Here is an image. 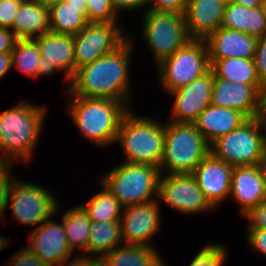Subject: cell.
I'll return each instance as SVG.
<instances>
[{
	"label": "cell",
	"instance_id": "83f0119b",
	"mask_svg": "<svg viewBox=\"0 0 266 266\" xmlns=\"http://www.w3.org/2000/svg\"><path fill=\"white\" fill-rule=\"evenodd\" d=\"M121 222L91 221L87 245L88 255L103 258L106 254L121 246Z\"/></svg>",
	"mask_w": 266,
	"mask_h": 266
},
{
	"label": "cell",
	"instance_id": "9c48e42d",
	"mask_svg": "<svg viewBox=\"0 0 266 266\" xmlns=\"http://www.w3.org/2000/svg\"><path fill=\"white\" fill-rule=\"evenodd\" d=\"M143 18L142 36L156 65L190 40L183 13L146 9Z\"/></svg>",
	"mask_w": 266,
	"mask_h": 266
},
{
	"label": "cell",
	"instance_id": "e0dca14e",
	"mask_svg": "<svg viewBox=\"0 0 266 266\" xmlns=\"http://www.w3.org/2000/svg\"><path fill=\"white\" fill-rule=\"evenodd\" d=\"M233 168L210 152L191 173L214 209L229 198Z\"/></svg>",
	"mask_w": 266,
	"mask_h": 266
},
{
	"label": "cell",
	"instance_id": "d590c367",
	"mask_svg": "<svg viewBox=\"0 0 266 266\" xmlns=\"http://www.w3.org/2000/svg\"><path fill=\"white\" fill-rule=\"evenodd\" d=\"M9 266H47L30 248L23 247L12 256Z\"/></svg>",
	"mask_w": 266,
	"mask_h": 266
},
{
	"label": "cell",
	"instance_id": "2e32d148",
	"mask_svg": "<svg viewBox=\"0 0 266 266\" xmlns=\"http://www.w3.org/2000/svg\"><path fill=\"white\" fill-rule=\"evenodd\" d=\"M30 248L47 266H59L71 258L63 222L56 223L50 217L29 234Z\"/></svg>",
	"mask_w": 266,
	"mask_h": 266
},
{
	"label": "cell",
	"instance_id": "e575fe53",
	"mask_svg": "<svg viewBox=\"0 0 266 266\" xmlns=\"http://www.w3.org/2000/svg\"><path fill=\"white\" fill-rule=\"evenodd\" d=\"M243 217H245L247 221H249L247 230L266 229V199L256 207L252 208Z\"/></svg>",
	"mask_w": 266,
	"mask_h": 266
},
{
	"label": "cell",
	"instance_id": "cb8c5ba5",
	"mask_svg": "<svg viewBox=\"0 0 266 266\" xmlns=\"http://www.w3.org/2000/svg\"><path fill=\"white\" fill-rule=\"evenodd\" d=\"M221 27L260 38L266 36V17L261 7H246L227 1Z\"/></svg>",
	"mask_w": 266,
	"mask_h": 266
},
{
	"label": "cell",
	"instance_id": "f546056e",
	"mask_svg": "<svg viewBox=\"0 0 266 266\" xmlns=\"http://www.w3.org/2000/svg\"><path fill=\"white\" fill-rule=\"evenodd\" d=\"M102 189L94 195L83 208L87 211L91 221L116 222L120 221L123 206L118 199L102 183Z\"/></svg>",
	"mask_w": 266,
	"mask_h": 266
},
{
	"label": "cell",
	"instance_id": "d6a6232c",
	"mask_svg": "<svg viewBox=\"0 0 266 266\" xmlns=\"http://www.w3.org/2000/svg\"><path fill=\"white\" fill-rule=\"evenodd\" d=\"M226 249L223 245L208 244L194 257L189 266H223Z\"/></svg>",
	"mask_w": 266,
	"mask_h": 266
},
{
	"label": "cell",
	"instance_id": "60d3db41",
	"mask_svg": "<svg viewBox=\"0 0 266 266\" xmlns=\"http://www.w3.org/2000/svg\"><path fill=\"white\" fill-rule=\"evenodd\" d=\"M254 119L266 128V83L262 84L258 89L257 108Z\"/></svg>",
	"mask_w": 266,
	"mask_h": 266
},
{
	"label": "cell",
	"instance_id": "277c9868",
	"mask_svg": "<svg viewBox=\"0 0 266 266\" xmlns=\"http://www.w3.org/2000/svg\"><path fill=\"white\" fill-rule=\"evenodd\" d=\"M116 142L123 149L124 162L159 167L164 151L165 123L139 117L129 110L120 123Z\"/></svg>",
	"mask_w": 266,
	"mask_h": 266
},
{
	"label": "cell",
	"instance_id": "681fc988",
	"mask_svg": "<svg viewBox=\"0 0 266 266\" xmlns=\"http://www.w3.org/2000/svg\"><path fill=\"white\" fill-rule=\"evenodd\" d=\"M41 1L49 8L53 5L66 2L67 0H41Z\"/></svg>",
	"mask_w": 266,
	"mask_h": 266
},
{
	"label": "cell",
	"instance_id": "1f68e13d",
	"mask_svg": "<svg viewBox=\"0 0 266 266\" xmlns=\"http://www.w3.org/2000/svg\"><path fill=\"white\" fill-rule=\"evenodd\" d=\"M88 22H116L117 12L110 0H86Z\"/></svg>",
	"mask_w": 266,
	"mask_h": 266
},
{
	"label": "cell",
	"instance_id": "f35d334b",
	"mask_svg": "<svg viewBox=\"0 0 266 266\" xmlns=\"http://www.w3.org/2000/svg\"><path fill=\"white\" fill-rule=\"evenodd\" d=\"M150 10L185 13L187 0H148ZM151 4V5H150Z\"/></svg>",
	"mask_w": 266,
	"mask_h": 266
},
{
	"label": "cell",
	"instance_id": "4316f807",
	"mask_svg": "<svg viewBox=\"0 0 266 266\" xmlns=\"http://www.w3.org/2000/svg\"><path fill=\"white\" fill-rule=\"evenodd\" d=\"M50 32L76 35L88 23L87 7H74L67 2L49 7Z\"/></svg>",
	"mask_w": 266,
	"mask_h": 266
},
{
	"label": "cell",
	"instance_id": "8d00e7d4",
	"mask_svg": "<svg viewBox=\"0 0 266 266\" xmlns=\"http://www.w3.org/2000/svg\"><path fill=\"white\" fill-rule=\"evenodd\" d=\"M11 165L0 163V217L4 216L6 209V199L9 185L13 179L11 175Z\"/></svg>",
	"mask_w": 266,
	"mask_h": 266
},
{
	"label": "cell",
	"instance_id": "9a60e30c",
	"mask_svg": "<svg viewBox=\"0 0 266 266\" xmlns=\"http://www.w3.org/2000/svg\"><path fill=\"white\" fill-rule=\"evenodd\" d=\"M214 74L211 69L194 81L170 93L175 100L171 109V122L193 123L211 104Z\"/></svg>",
	"mask_w": 266,
	"mask_h": 266
},
{
	"label": "cell",
	"instance_id": "7bdbcfd3",
	"mask_svg": "<svg viewBox=\"0 0 266 266\" xmlns=\"http://www.w3.org/2000/svg\"><path fill=\"white\" fill-rule=\"evenodd\" d=\"M17 40L11 29L0 27V53H11Z\"/></svg>",
	"mask_w": 266,
	"mask_h": 266
},
{
	"label": "cell",
	"instance_id": "bcb514c9",
	"mask_svg": "<svg viewBox=\"0 0 266 266\" xmlns=\"http://www.w3.org/2000/svg\"><path fill=\"white\" fill-rule=\"evenodd\" d=\"M232 3L246 7H261L263 0H228Z\"/></svg>",
	"mask_w": 266,
	"mask_h": 266
},
{
	"label": "cell",
	"instance_id": "ac0fdd59",
	"mask_svg": "<svg viewBox=\"0 0 266 266\" xmlns=\"http://www.w3.org/2000/svg\"><path fill=\"white\" fill-rule=\"evenodd\" d=\"M229 196L240 204L243 216L266 199V182L258 165L233 168Z\"/></svg>",
	"mask_w": 266,
	"mask_h": 266
},
{
	"label": "cell",
	"instance_id": "816d5d0a",
	"mask_svg": "<svg viewBox=\"0 0 266 266\" xmlns=\"http://www.w3.org/2000/svg\"><path fill=\"white\" fill-rule=\"evenodd\" d=\"M261 8H262L263 13H264V15L266 17V0H263L262 5H261Z\"/></svg>",
	"mask_w": 266,
	"mask_h": 266
},
{
	"label": "cell",
	"instance_id": "c3c4849f",
	"mask_svg": "<svg viewBox=\"0 0 266 266\" xmlns=\"http://www.w3.org/2000/svg\"><path fill=\"white\" fill-rule=\"evenodd\" d=\"M66 2L74 7H87L86 0H67Z\"/></svg>",
	"mask_w": 266,
	"mask_h": 266
},
{
	"label": "cell",
	"instance_id": "7c38bea8",
	"mask_svg": "<svg viewBox=\"0 0 266 266\" xmlns=\"http://www.w3.org/2000/svg\"><path fill=\"white\" fill-rule=\"evenodd\" d=\"M158 199L185 215L214 209L191 173L167 174L165 177L161 174Z\"/></svg>",
	"mask_w": 266,
	"mask_h": 266
},
{
	"label": "cell",
	"instance_id": "7dc6e473",
	"mask_svg": "<svg viewBox=\"0 0 266 266\" xmlns=\"http://www.w3.org/2000/svg\"><path fill=\"white\" fill-rule=\"evenodd\" d=\"M258 166H259L261 173H262V176L266 182V147L264 149L263 156H262L261 160L259 161Z\"/></svg>",
	"mask_w": 266,
	"mask_h": 266
},
{
	"label": "cell",
	"instance_id": "836d02e7",
	"mask_svg": "<svg viewBox=\"0 0 266 266\" xmlns=\"http://www.w3.org/2000/svg\"><path fill=\"white\" fill-rule=\"evenodd\" d=\"M23 0H0V27L11 29Z\"/></svg>",
	"mask_w": 266,
	"mask_h": 266
},
{
	"label": "cell",
	"instance_id": "d4e9b609",
	"mask_svg": "<svg viewBox=\"0 0 266 266\" xmlns=\"http://www.w3.org/2000/svg\"><path fill=\"white\" fill-rule=\"evenodd\" d=\"M123 245L102 258L103 266H161L164 263L154 246Z\"/></svg>",
	"mask_w": 266,
	"mask_h": 266
},
{
	"label": "cell",
	"instance_id": "5bb4252c",
	"mask_svg": "<svg viewBox=\"0 0 266 266\" xmlns=\"http://www.w3.org/2000/svg\"><path fill=\"white\" fill-rule=\"evenodd\" d=\"M41 58L38 62V76H50L57 70H64L65 80L75 73L74 35L47 32L34 38Z\"/></svg>",
	"mask_w": 266,
	"mask_h": 266
},
{
	"label": "cell",
	"instance_id": "4dcf8cb0",
	"mask_svg": "<svg viewBox=\"0 0 266 266\" xmlns=\"http://www.w3.org/2000/svg\"><path fill=\"white\" fill-rule=\"evenodd\" d=\"M40 58L38 44L34 39H18L11 52V67L35 78L38 77Z\"/></svg>",
	"mask_w": 266,
	"mask_h": 266
},
{
	"label": "cell",
	"instance_id": "7402d4cb",
	"mask_svg": "<svg viewBox=\"0 0 266 266\" xmlns=\"http://www.w3.org/2000/svg\"><path fill=\"white\" fill-rule=\"evenodd\" d=\"M247 120L248 118L237 110L210 104L193 124L211 145L218 138L239 128Z\"/></svg>",
	"mask_w": 266,
	"mask_h": 266
},
{
	"label": "cell",
	"instance_id": "f6af8a7d",
	"mask_svg": "<svg viewBox=\"0 0 266 266\" xmlns=\"http://www.w3.org/2000/svg\"><path fill=\"white\" fill-rule=\"evenodd\" d=\"M11 53H0V79L11 69Z\"/></svg>",
	"mask_w": 266,
	"mask_h": 266
},
{
	"label": "cell",
	"instance_id": "484cf974",
	"mask_svg": "<svg viewBox=\"0 0 266 266\" xmlns=\"http://www.w3.org/2000/svg\"><path fill=\"white\" fill-rule=\"evenodd\" d=\"M214 78H221L238 84L262 85L258 78L254 59L226 58L210 60Z\"/></svg>",
	"mask_w": 266,
	"mask_h": 266
},
{
	"label": "cell",
	"instance_id": "ee69618b",
	"mask_svg": "<svg viewBox=\"0 0 266 266\" xmlns=\"http://www.w3.org/2000/svg\"><path fill=\"white\" fill-rule=\"evenodd\" d=\"M115 11L118 12L121 10H134L139 9L140 7H145L148 4V0H110Z\"/></svg>",
	"mask_w": 266,
	"mask_h": 266
},
{
	"label": "cell",
	"instance_id": "8fae6325",
	"mask_svg": "<svg viewBox=\"0 0 266 266\" xmlns=\"http://www.w3.org/2000/svg\"><path fill=\"white\" fill-rule=\"evenodd\" d=\"M117 22H88L74 35L75 71L115 51L129 37Z\"/></svg>",
	"mask_w": 266,
	"mask_h": 266
},
{
	"label": "cell",
	"instance_id": "ab89813d",
	"mask_svg": "<svg viewBox=\"0 0 266 266\" xmlns=\"http://www.w3.org/2000/svg\"><path fill=\"white\" fill-rule=\"evenodd\" d=\"M247 240L253 251L261 252L266 256V229L247 230Z\"/></svg>",
	"mask_w": 266,
	"mask_h": 266
},
{
	"label": "cell",
	"instance_id": "ffe728a7",
	"mask_svg": "<svg viewBox=\"0 0 266 266\" xmlns=\"http://www.w3.org/2000/svg\"><path fill=\"white\" fill-rule=\"evenodd\" d=\"M205 42L210 60L226 58L254 59L258 38L236 30L219 27Z\"/></svg>",
	"mask_w": 266,
	"mask_h": 266
},
{
	"label": "cell",
	"instance_id": "ba28073f",
	"mask_svg": "<svg viewBox=\"0 0 266 266\" xmlns=\"http://www.w3.org/2000/svg\"><path fill=\"white\" fill-rule=\"evenodd\" d=\"M261 129L266 128L254 118L248 119L239 128L214 141L210 152L233 167L258 165L266 147V134Z\"/></svg>",
	"mask_w": 266,
	"mask_h": 266
},
{
	"label": "cell",
	"instance_id": "4fadbf2b",
	"mask_svg": "<svg viewBox=\"0 0 266 266\" xmlns=\"http://www.w3.org/2000/svg\"><path fill=\"white\" fill-rule=\"evenodd\" d=\"M160 201L157 198L123 208L120 219L123 243L153 246L149 241L160 229Z\"/></svg>",
	"mask_w": 266,
	"mask_h": 266
},
{
	"label": "cell",
	"instance_id": "7a4b0ae2",
	"mask_svg": "<svg viewBox=\"0 0 266 266\" xmlns=\"http://www.w3.org/2000/svg\"><path fill=\"white\" fill-rule=\"evenodd\" d=\"M46 108L28 102L0 113V163L11 165L14 159L30 161L40 137Z\"/></svg>",
	"mask_w": 266,
	"mask_h": 266
},
{
	"label": "cell",
	"instance_id": "f1b7e54d",
	"mask_svg": "<svg viewBox=\"0 0 266 266\" xmlns=\"http://www.w3.org/2000/svg\"><path fill=\"white\" fill-rule=\"evenodd\" d=\"M62 222L70 249L76 248L87 254V245L90 232L91 220L82 205L68 209L63 214Z\"/></svg>",
	"mask_w": 266,
	"mask_h": 266
},
{
	"label": "cell",
	"instance_id": "30bf717a",
	"mask_svg": "<svg viewBox=\"0 0 266 266\" xmlns=\"http://www.w3.org/2000/svg\"><path fill=\"white\" fill-rule=\"evenodd\" d=\"M53 195L43 186L21 182L13 177L7 192L5 212L10 205L18 223L27 226L38 224L39 227L58 212L59 204Z\"/></svg>",
	"mask_w": 266,
	"mask_h": 266
},
{
	"label": "cell",
	"instance_id": "52a82bcc",
	"mask_svg": "<svg viewBox=\"0 0 266 266\" xmlns=\"http://www.w3.org/2000/svg\"><path fill=\"white\" fill-rule=\"evenodd\" d=\"M160 83L171 93L210 70L208 48L203 39H190L172 56L156 65Z\"/></svg>",
	"mask_w": 266,
	"mask_h": 266
},
{
	"label": "cell",
	"instance_id": "d6986e66",
	"mask_svg": "<svg viewBox=\"0 0 266 266\" xmlns=\"http://www.w3.org/2000/svg\"><path fill=\"white\" fill-rule=\"evenodd\" d=\"M228 0H187L184 13L190 39L205 40L221 27Z\"/></svg>",
	"mask_w": 266,
	"mask_h": 266
},
{
	"label": "cell",
	"instance_id": "74e56055",
	"mask_svg": "<svg viewBox=\"0 0 266 266\" xmlns=\"http://www.w3.org/2000/svg\"><path fill=\"white\" fill-rule=\"evenodd\" d=\"M254 62L260 82L266 83V36L258 38Z\"/></svg>",
	"mask_w": 266,
	"mask_h": 266
},
{
	"label": "cell",
	"instance_id": "b9f144b4",
	"mask_svg": "<svg viewBox=\"0 0 266 266\" xmlns=\"http://www.w3.org/2000/svg\"><path fill=\"white\" fill-rule=\"evenodd\" d=\"M67 259L60 266H103V261L101 257L91 256L82 253V255L75 256L72 260Z\"/></svg>",
	"mask_w": 266,
	"mask_h": 266
},
{
	"label": "cell",
	"instance_id": "f907efd6",
	"mask_svg": "<svg viewBox=\"0 0 266 266\" xmlns=\"http://www.w3.org/2000/svg\"><path fill=\"white\" fill-rule=\"evenodd\" d=\"M7 238H4L0 235V251L5 249V247L7 246V242H9L8 240H6Z\"/></svg>",
	"mask_w": 266,
	"mask_h": 266
},
{
	"label": "cell",
	"instance_id": "8992f818",
	"mask_svg": "<svg viewBox=\"0 0 266 266\" xmlns=\"http://www.w3.org/2000/svg\"><path fill=\"white\" fill-rule=\"evenodd\" d=\"M160 175L152 164L123 162L104 173L100 182L127 207L157 199Z\"/></svg>",
	"mask_w": 266,
	"mask_h": 266
},
{
	"label": "cell",
	"instance_id": "3957f363",
	"mask_svg": "<svg viewBox=\"0 0 266 266\" xmlns=\"http://www.w3.org/2000/svg\"><path fill=\"white\" fill-rule=\"evenodd\" d=\"M67 112L82 136L96 145L116 143L124 115L130 110L124 102L108 98L71 96Z\"/></svg>",
	"mask_w": 266,
	"mask_h": 266
},
{
	"label": "cell",
	"instance_id": "5b68a950",
	"mask_svg": "<svg viewBox=\"0 0 266 266\" xmlns=\"http://www.w3.org/2000/svg\"><path fill=\"white\" fill-rule=\"evenodd\" d=\"M210 153V145L193 123L167 122L160 173H192Z\"/></svg>",
	"mask_w": 266,
	"mask_h": 266
},
{
	"label": "cell",
	"instance_id": "6da1fadb",
	"mask_svg": "<svg viewBox=\"0 0 266 266\" xmlns=\"http://www.w3.org/2000/svg\"><path fill=\"white\" fill-rule=\"evenodd\" d=\"M130 39L115 51L76 69L69 80L71 82L67 94L114 99L128 105L131 98L129 59L133 48V41Z\"/></svg>",
	"mask_w": 266,
	"mask_h": 266
},
{
	"label": "cell",
	"instance_id": "44dd1931",
	"mask_svg": "<svg viewBox=\"0 0 266 266\" xmlns=\"http://www.w3.org/2000/svg\"><path fill=\"white\" fill-rule=\"evenodd\" d=\"M260 86L214 78L211 105L234 109L243 113L248 119L254 118Z\"/></svg>",
	"mask_w": 266,
	"mask_h": 266
},
{
	"label": "cell",
	"instance_id": "603a6c76",
	"mask_svg": "<svg viewBox=\"0 0 266 266\" xmlns=\"http://www.w3.org/2000/svg\"><path fill=\"white\" fill-rule=\"evenodd\" d=\"M11 29L18 39H34L50 32L49 8L41 0H23Z\"/></svg>",
	"mask_w": 266,
	"mask_h": 266
}]
</instances>
